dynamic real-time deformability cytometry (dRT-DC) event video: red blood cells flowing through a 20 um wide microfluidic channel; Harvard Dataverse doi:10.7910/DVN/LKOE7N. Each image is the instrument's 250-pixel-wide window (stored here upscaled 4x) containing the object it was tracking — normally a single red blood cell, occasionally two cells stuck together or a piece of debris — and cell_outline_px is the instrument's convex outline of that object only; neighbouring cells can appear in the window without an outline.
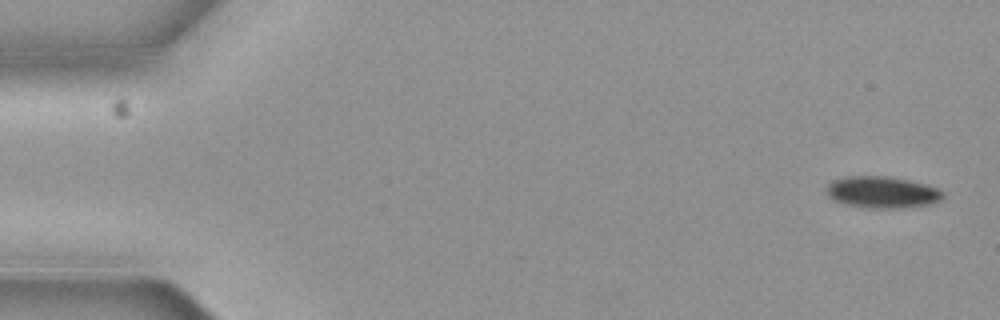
{"species": "common noctule bat (a hibernating species)", "species_latin": "Nyctalus noctula", "temperature_condition": "cold", "stored_images_in_passage": 5, "camera_frame_rate_fps": 3000, "um_per_image_px": 0.085, "animal": {"sex": "female", "body_mass_g": 19.3, "forearm_length_mm": 54.1}, "frame": {"image": 1, "passage_image": 1, "time_ms": 0.0, "image_size_px": [1000, 320], "cell_outline_px": [[944, 196], [940, 200], [932, 204], [904, 208], [864, 208], [840, 204], [832, 200], [824, 192], [824, 188], [832, 180], [844, 176], [888, 176], [908, 180], [924, 184], [936, 188], [944, 192]], "centroid_in_image_um": [74.9, 16.35], "position_along_channel_um": 10.1, "area_um2": 22.02}}
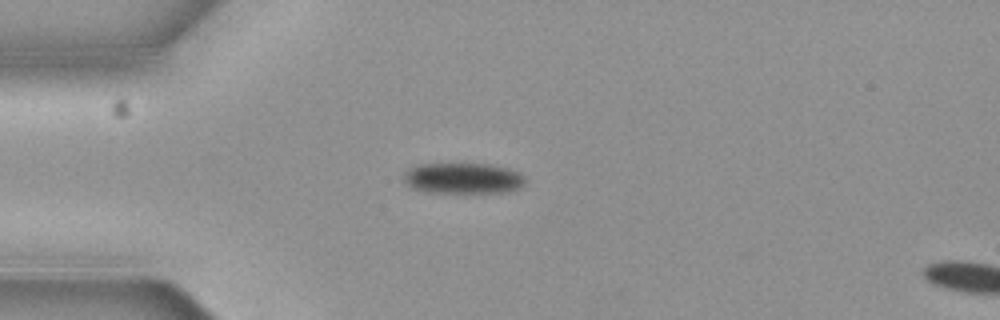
{"frame": {"image": 2, "passage_image": 4, "time_ms": 1.0, "image_size_px": [1000, 320], "cell_outline_px": [[524, 184], [520, 188], [504, 192], [424, 192], [412, 188], [404, 180], [404, 172], [408, 168], [416, 164], [488, 164], [508, 168], [520, 172], [524, 176]], "centroid_in_image_um": [39.34, 15.14], "position_along_channel_um": 45.7, "area_um2": 21.85}}